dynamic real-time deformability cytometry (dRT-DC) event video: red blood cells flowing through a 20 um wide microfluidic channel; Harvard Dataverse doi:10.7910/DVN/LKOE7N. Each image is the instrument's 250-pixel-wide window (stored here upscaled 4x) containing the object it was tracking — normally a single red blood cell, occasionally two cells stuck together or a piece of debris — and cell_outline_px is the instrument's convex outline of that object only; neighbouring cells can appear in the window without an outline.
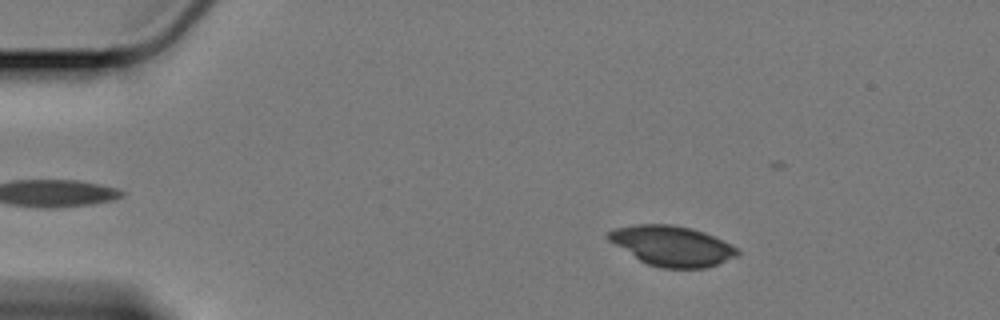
{"species": "Egyptian fruit bat (a non-hibernating species)", "species_latin": "Rousettus aegyptiacus", "temperature_condition": "cold", "stored_images_in_passage": 47, "camera_frame_rate_fps": 3000, "um_per_image_px": 0.085, "animal": {"sex": "female"}, "frame": {"image": 1, "passage_image": 5, "time_ms": 1.333, "image_size_px": [1000, 320], "cell_outline_px": [[740, 252], [736, 256], [716, 264], [704, 268], [660, 268], [648, 264], [640, 260], [608, 240], [608, 232], [616, 228], [636, 224], [672, 224], [692, 228], [704, 232], [736, 248]], "centroid_in_image_um": [57.1, 20.89], "position_along_channel_um": 27.9, "area_um2": 29.65}}
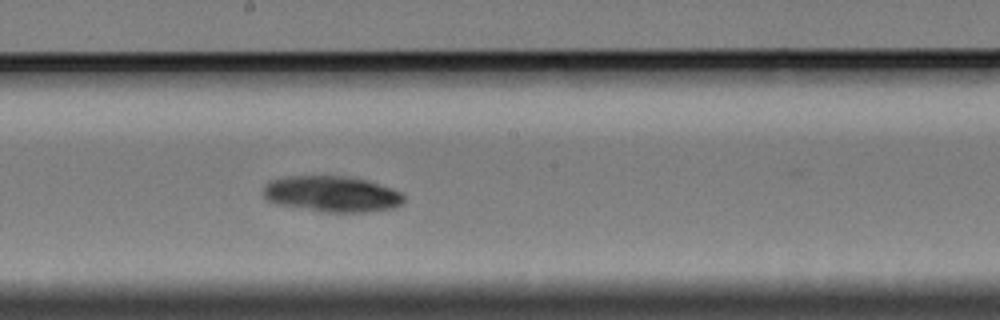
{"frame": {"image": 2, "passage_image": 28, "time_ms": 9.0, "image_size_px": [1000, 320], "cell_outline_px": [[404, 204], [396, 208], [368, 212], [320, 212], [276, 204], [268, 200], [264, 196], [264, 184], [272, 180], [288, 176], [344, 176], [368, 180], [392, 188], [400, 192], [404, 196]], "centroid_in_image_um": [28.24, 16.5], "position_along_channel_um": 220.0, "area_um2": 29.77}}
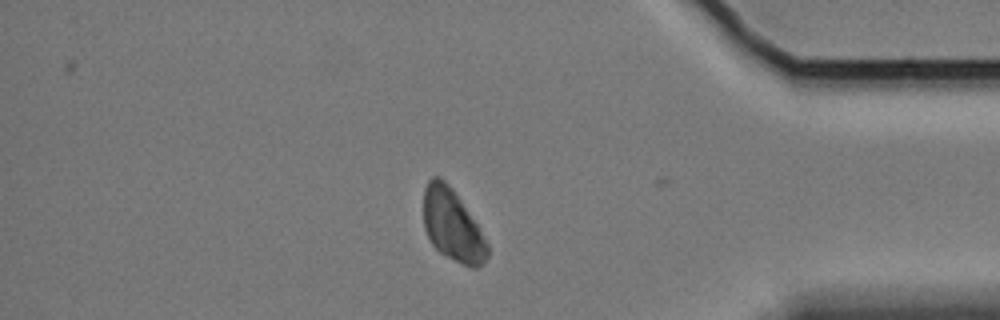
{"frame": {"image": 3, "passage_image": 46, "time_ms": 15.0, "image_size_px": [1000, 320], "cell_outline_px": [[488, 256], [476, 268], [472, 268], [440, 252], [432, 244], [424, 228], [424, 188], [428, 180], [432, 176], [440, 176], [452, 188], [476, 224], [488, 244]], "centroid_in_image_um": [38.43, 19.12], "position_along_channel_um": 396.8, "area_um2": 26.13}}